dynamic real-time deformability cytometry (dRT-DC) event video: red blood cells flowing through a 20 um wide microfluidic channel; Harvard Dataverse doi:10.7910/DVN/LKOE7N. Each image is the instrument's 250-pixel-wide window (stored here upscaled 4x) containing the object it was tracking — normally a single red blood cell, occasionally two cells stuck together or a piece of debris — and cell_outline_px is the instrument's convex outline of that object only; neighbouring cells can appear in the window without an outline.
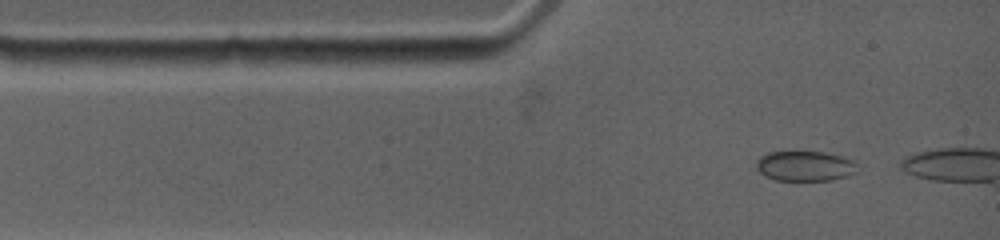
{"species": "common noctule bat (a hibernating species)", "species_latin": "Nyctalus noctula", "temperature_condition": "warm", "stored_images_in_passage": 5, "camera_frame_rate_fps": 4500, "um_per_image_px": 0.085, "animal": {"sex": "female", "body_mass_g": 19.0, "forearm_length_mm": 53.3}, "frame": {"image": 1, "passage_image": 1, "time_ms": 0.0, "image_size_px": [1000, 240], "cell_outline_px": [[856, 172], [832, 180], [776, 180], [764, 176], [756, 168], [756, 160], [760, 156], [768, 152], [824, 152], [840, 156], [852, 160], [856, 164]], "centroid_in_image_um": [68.37, 14.11], "position_along_channel_um": 16.6, "area_um2": 17.57}}